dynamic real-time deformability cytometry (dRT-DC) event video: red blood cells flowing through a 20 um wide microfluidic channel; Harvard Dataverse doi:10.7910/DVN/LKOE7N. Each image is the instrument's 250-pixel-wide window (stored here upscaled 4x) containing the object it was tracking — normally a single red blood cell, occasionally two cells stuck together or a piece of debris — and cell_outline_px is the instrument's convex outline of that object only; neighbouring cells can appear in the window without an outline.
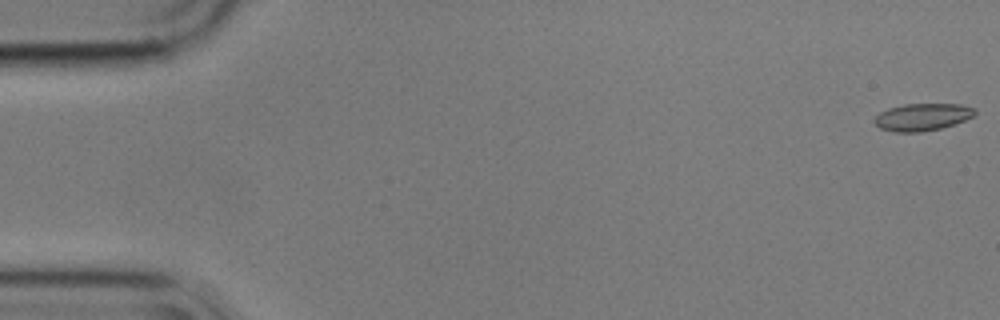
{"species": "common noctule bat (a hibernating species)", "species_latin": "Nyctalus noctula", "temperature_condition": "cold", "stored_images_in_passage": 56, "camera_frame_rate_fps": 3000, "um_per_image_px": 0.085, "animal": {"sex": "male", "body_mass_g": 17.9}, "frame": {"image": 1, "passage_image": 1, "time_ms": 0.0, "image_size_px": [1000, 320], "cell_outline_px": [[976, 112], [972, 116], [956, 124], [940, 128], [920, 132], [892, 132], [880, 128], [872, 120], [880, 112], [888, 108], [904, 104], [960, 104], [976, 108]], "centroid_in_image_um": [78.38, 9.94], "position_along_channel_um": 6.6, "area_um2": 16.01}}
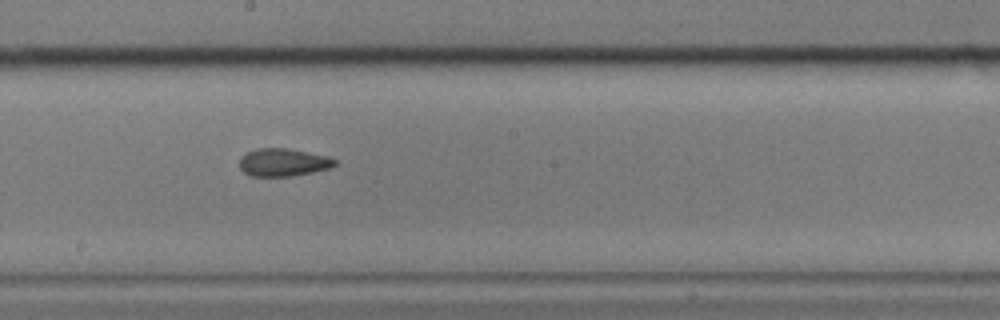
{"frame": {"image": 2, "passage_image": 31, "time_ms": 10.0, "image_size_px": [1000, 320], "cell_outline_px": [[336, 164], [328, 168], [312, 172], [292, 176], [248, 176], [240, 168], [240, 160], [248, 152], [256, 148], [288, 148], [328, 156], [336, 160]], "centroid_in_image_um": [24.07, 13.8], "position_along_channel_um": 224.1, "area_um2": 15.32}}
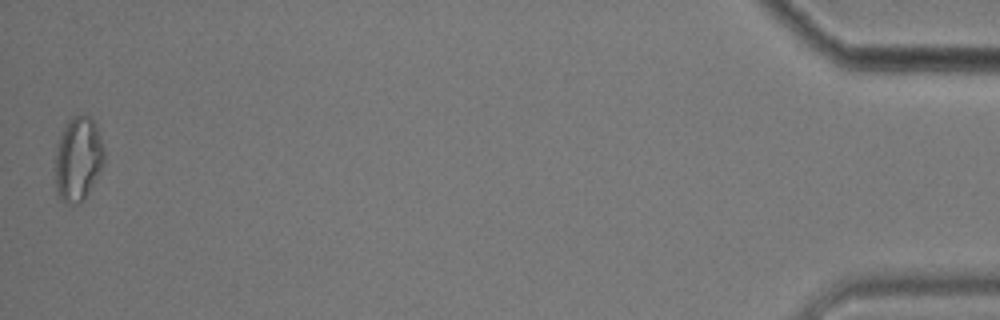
{"frame": {"image": 3, "passage_image": 56, "time_ms": 18.333, "image_size_px": [1000, 320], "cell_outline_px": [[104, 160], [100, 172], [84, 200], [80, 204], [68, 204], [60, 200], [56, 192], [56, 144], [64, 124], [76, 116], [84, 112], [96, 124], [104, 148]], "centroid_in_image_um": [6.63, 13.52], "position_along_channel_um": 428.6, "area_um2": 24.33}, "authors_computed_cell_mechanics": {"area_um2": 16.0395, "velocity_mm_per_s": 3.5514, "shape_relaxation_time_tau1_ms": 6.2291, "shape_relaxation_time_tau2_ms": 2.8705, "deformation_change_tau1": 0.1374, "deformation_change_tau2": 0.0794}}